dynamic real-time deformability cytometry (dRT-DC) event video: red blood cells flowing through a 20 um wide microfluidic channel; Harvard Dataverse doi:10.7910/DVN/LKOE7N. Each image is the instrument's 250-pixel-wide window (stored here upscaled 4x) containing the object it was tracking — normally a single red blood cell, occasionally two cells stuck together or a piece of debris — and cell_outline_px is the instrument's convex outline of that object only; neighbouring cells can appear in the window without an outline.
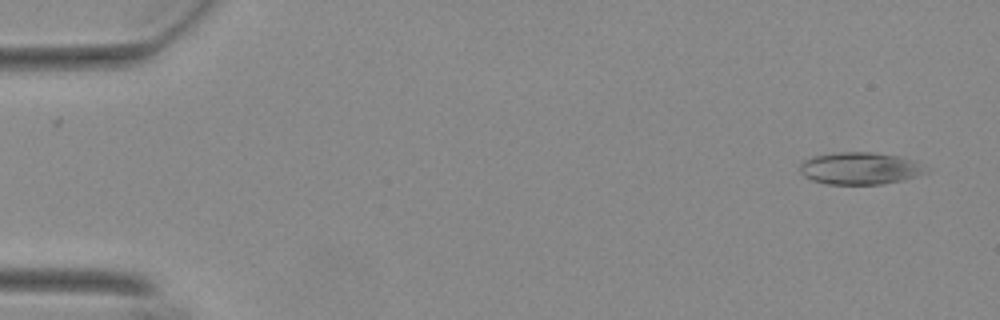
{"species": "Egyptian fruit bat (a non-hibernating species)", "species_latin": "Rousettus aegyptiacus", "temperature_condition": "warm", "stored_images_in_passage": 53, "camera_frame_rate_fps": 3000, "um_per_image_px": 0.085, "animal": {"sex": "female"}, "frame": {"image": 1, "passage_image": 2, "time_ms": 0.333, "image_size_px": [1000, 320], "cell_outline_px": [[924, 172], [916, 176], [900, 180], [880, 184], [828, 184], [812, 180], [804, 176], [800, 172], [800, 164], [804, 160], [812, 156], [840, 152], [872, 152], [900, 156], [908, 160]], "centroid_in_image_um": [72.93, 14.31], "position_along_channel_um": 12.1, "area_um2": 22.83}}
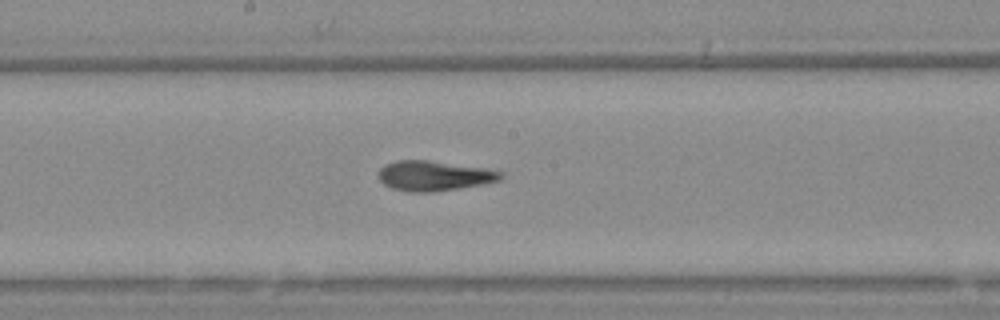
{"frame": {"image": 2, "passage_image": 29, "time_ms": 9.333, "image_size_px": [1000, 320], "cell_outline_px": [[504, 176], [500, 180], [480, 184], [436, 192], [408, 192], [392, 188], [384, 184], [376, 176], [380, 168], [384, 164], [396, 160], [428, 160], [484, 168], [504, 172]], "centroid_in_image_um": [36.85, 14.94], "position_along_channel_um": 211.4, "area_um2": 21.44}}
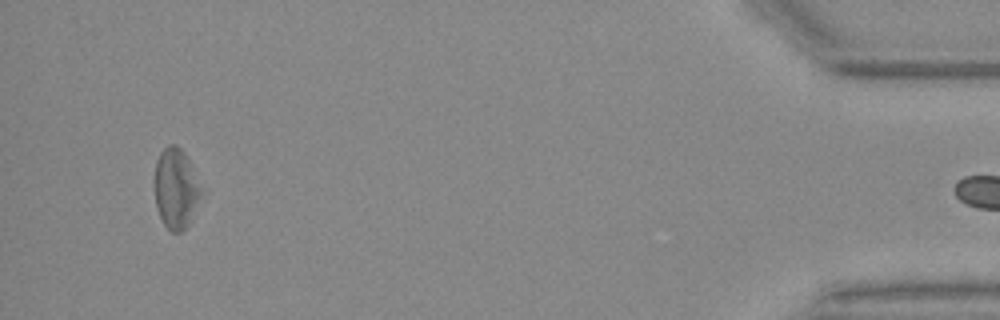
{"frame": {"image": 3, "passage_image": 52, "time_ms": 17.0, "image_size_px": [1000, 320], "cell_outline_px": [[200, 192], [188, 224], [180, 232], [172, 232], [164, 224], [156, 208], [152, 184], [152, 180], [156, 160], [160, 152], [168, 144], [176, 144], [184, 152], [188, 160], [200, 188]], "centroid_in_image_um": [14.84, 15.98], "position_along_channel_um": 420.4, "area_um2": 21.5}, "authors_computed_cell_mechanics": {"area_um2": 21.7906, "velocity_mm_per_s": 3.7039, "shape_relaxation_time_tau1_ms": 8.3679, "shape_relaxation_time_tau2_ms": 2.8589, "deformation_change_tau1": 0.2186, "deformation_change_tau2": 0.122}}